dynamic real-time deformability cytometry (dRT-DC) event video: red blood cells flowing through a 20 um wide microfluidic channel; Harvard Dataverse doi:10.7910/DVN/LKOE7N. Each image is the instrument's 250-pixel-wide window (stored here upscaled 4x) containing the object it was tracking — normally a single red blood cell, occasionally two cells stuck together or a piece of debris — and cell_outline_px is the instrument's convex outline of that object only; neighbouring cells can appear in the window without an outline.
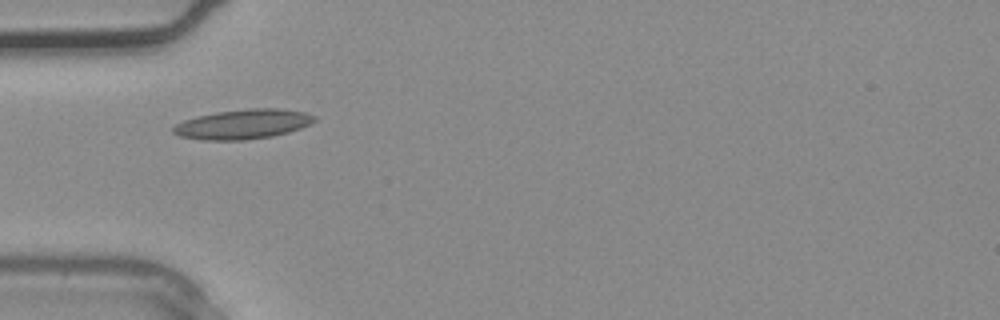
{"species": "common noctule bat (a hibernating species)", "species_latin": "Nyctalus noctula", "temperature_condition": "warm", "stored_images_in_passage": 4, "camera_frame_rate_fps": 3000, "um_per_image_px": 0.085, "animal": {"sex": "male", "body_mass_g": 20.4}, "frame": {"image": 1, "passage_image": 4, "time_ms": 1.0, "image_size_px": [1000, 320], "cell_outline_px": [[316, 120], [300, 128], [288, 132], [272, 136], [244, 140], [200, 140], [180, 136], [172, 132], [172, 128], [176, 124], [184, 120], [196, 116], [216, 112], [252, 108], [280, 108], [304, 112], [316, 116]], "centroid_in_image_um": [20.63, 10.55], "position_along_channel_um": 64.4, "area_um2": 24.39}}